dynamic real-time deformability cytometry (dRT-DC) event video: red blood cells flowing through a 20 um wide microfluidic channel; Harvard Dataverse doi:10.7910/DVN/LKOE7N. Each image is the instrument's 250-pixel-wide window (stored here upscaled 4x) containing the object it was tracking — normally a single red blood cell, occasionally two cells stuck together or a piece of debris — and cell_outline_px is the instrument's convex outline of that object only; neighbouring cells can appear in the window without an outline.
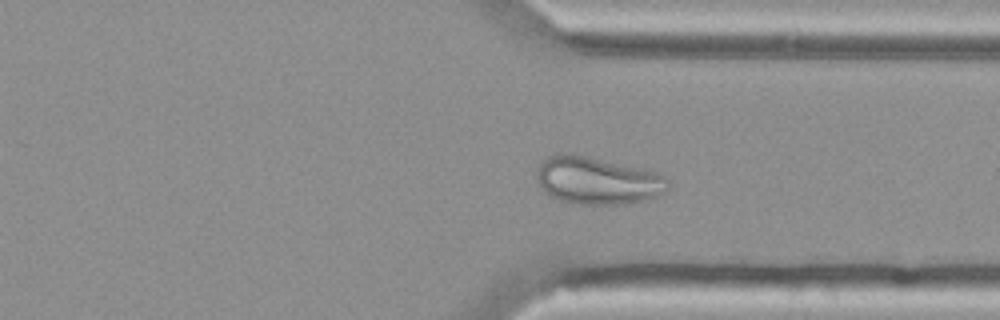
{"species": "Egyptian fruit bat (a non-hibernating species)", "species_latin": "Rousettus aegyptiacus", "temperature_condition": "cold", "stored_images_in_passage": 45, "camera_frame_rate_fps": 3000, "um_per_image_px": 0.085, "animal": {"sex": "female"}, "frame": {"image": 1, "passage_image": 32, "time_ms": 10.333, "image_size_px": [1000, 320], "cell_outline_px": [[668, 188], [664, 192], [656, 196], [624, 204], [572, 204], [560, 200], [544, 192], [540, 188], [536, 180], [536, 172], [540, 164], [548, 156], [556, 152], [572, 152], [640, 168], [656, 172], [664, 176], [668, 180]], "centroid_in_image_um": [50.7, 15.33], "position_along_channel_um": 360.7, "area_um2": 36.53}}